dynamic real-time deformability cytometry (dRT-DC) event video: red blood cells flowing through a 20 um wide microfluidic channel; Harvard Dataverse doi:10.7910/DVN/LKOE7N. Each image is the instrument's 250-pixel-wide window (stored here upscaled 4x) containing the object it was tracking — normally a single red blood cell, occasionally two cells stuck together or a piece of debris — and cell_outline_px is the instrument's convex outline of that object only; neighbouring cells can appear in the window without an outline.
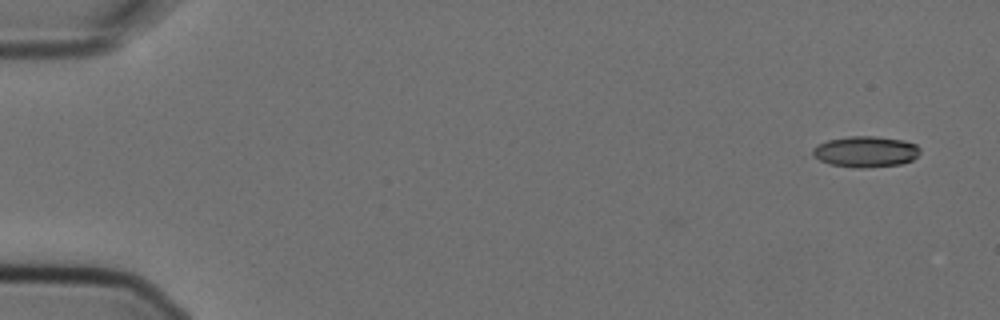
{"species": "Egyptian fruit bat (a non-hibernating species)", "species_latin": "Rousettus aegyptiacus", "temperature_condition": "cold", "stored_images_in_passage": 5, "camera_frame_rate_fps": 3000, "um_per_image_px": 0.085, "animal": {"sex": "female"}, "frame": {"image": 1, "passage_image": 1, "time_ms": 0.0, "image_size_px": [1000, 320], "cell_outline_px": [[920, 152], [912, 160], [900, 164], [864, 168], [856, 168], [832, 164], [820, 160], [812, 152], [812, 148], [816, 144], [828, 140], [848, 136], [876, 136], [904, 140], [916, 144], [920, 148]], "centroid_in_image_um": [73.59, 12.88], "position_along_channel_um": 11.4, "area_um2": 19.36}}
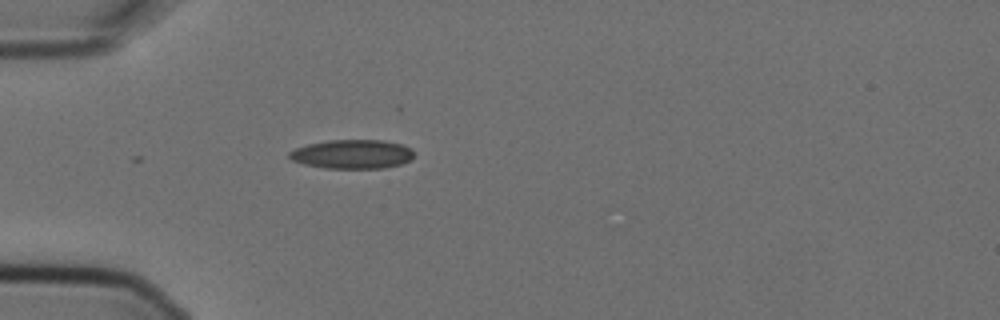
{"frame": {"image": 2, "passage_image": 5, "time_ms": 1.333, "image_size_px": [1000, 320], "cell_outline_px": [[412, 160], [400, 164], [384, 168], [324, 168], [304, 164], [292, 160], [288, 156], [288, 152], [296, 148], [308, 144], [328, 140], [384, 140], [400, 144], [412, 148]], "centroid_in_image_um": [29.93, 13.1], "position_along_channel_um": 55.1, "area_um2": 21.1}}